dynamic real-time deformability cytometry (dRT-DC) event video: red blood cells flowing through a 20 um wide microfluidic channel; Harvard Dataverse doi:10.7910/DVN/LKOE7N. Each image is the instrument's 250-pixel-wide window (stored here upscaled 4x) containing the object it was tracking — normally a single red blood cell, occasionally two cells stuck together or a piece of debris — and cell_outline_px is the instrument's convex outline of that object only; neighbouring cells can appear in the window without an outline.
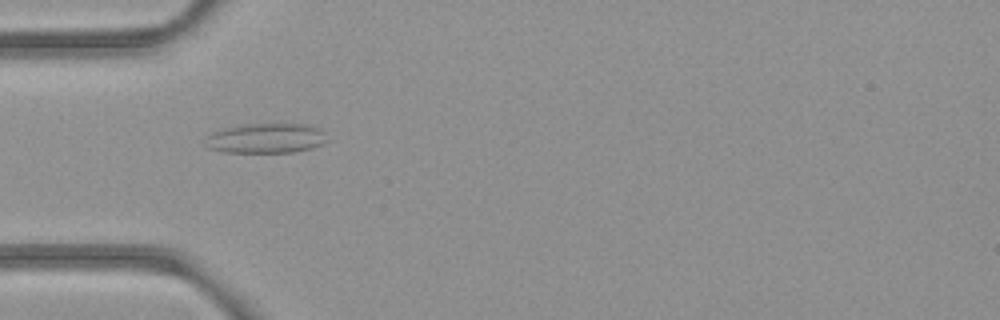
{"species": "common noctule bat (a hibernating species)", "species_latin": "Nyctalus noctula", "temperature_condition": "room temperature", "stored_images_in_passage": 46, "camera_frame_rate_fps": 3000, "um_per_image_px": 0.085, "animal": {"sex": "female", "body_mass_g": 21.9}, "frame": {"image": 1, "passage_image": 10, "time_ms": 3.0, "image_size_px": [1000, 320], "cell_outline_px": [[328, 140], [324, 144], [312, 148], [296, 152], [224, 152], [208, 148], [208, 136], [212, 132], [224, 128], [244, 124], [308, 124], [320, 128], [324, 132]], "centroid_in_image_um": [22.69, 11.75], "position_along_channel_um": 62.3, "area_um2": 21.21}}
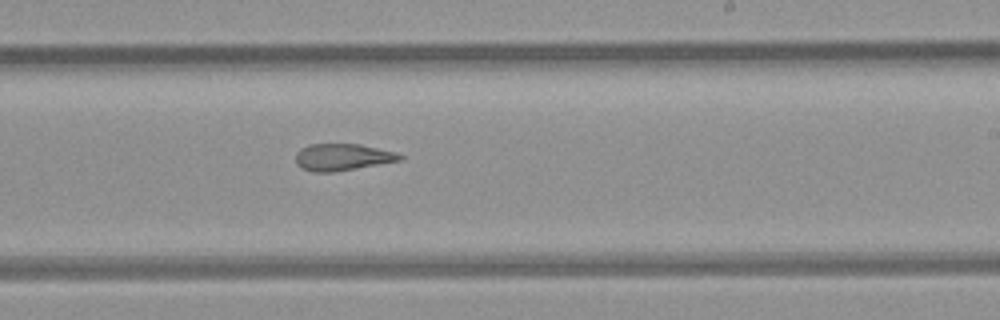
{"frame": {"image": 2, "passage_image": 25, "time_ms": 8.0, "image_size_px": [1000, 320], "cell_outline_px": [[404, 156], [400, 160], [356, 168], [332, 172], [312, 172], [300, 168], [296, 164], [296, 152], [300, 148], [312, 144], [360, 144], [396, 152]], "centroid_in_image_um": [29.06, 13.35], "position_along_channel_um": 259.9, "area_um2": 16.24}}
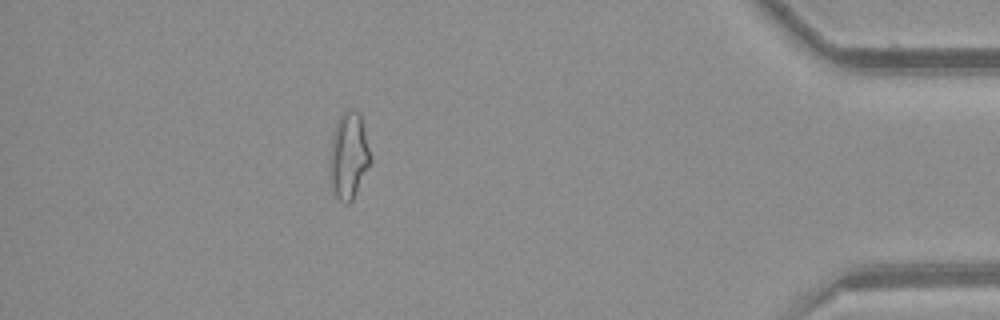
{"frame": {"image": 3, "passage_image": 40, "time_ms": 13.0, "image_size_px": [1000, 320], "cell_outline_px": [[372, 160], [352, 200], [348, 204], [344, 204], [332, 192], [328, 176], [328, 160], [332, 136], [336, 120], [344, 112], [352, 108], [360, 112], [372, 156]], "centroid_in_image_um": [29.61, 13.23], "position_along_channel_um": 405.6, "area_um2": 21.21}, "authors_computed_cell_mechanics": {"area_um2": 18.5249, "velocity_mm_per_s": 3.9661, "shape_relaxation_time_tau1_ms": null, "shape_relaxation_time_tau2_ms": 3.7041, "deformation_change_tau1": null, "deformation_change_tau2": 0.1182}}